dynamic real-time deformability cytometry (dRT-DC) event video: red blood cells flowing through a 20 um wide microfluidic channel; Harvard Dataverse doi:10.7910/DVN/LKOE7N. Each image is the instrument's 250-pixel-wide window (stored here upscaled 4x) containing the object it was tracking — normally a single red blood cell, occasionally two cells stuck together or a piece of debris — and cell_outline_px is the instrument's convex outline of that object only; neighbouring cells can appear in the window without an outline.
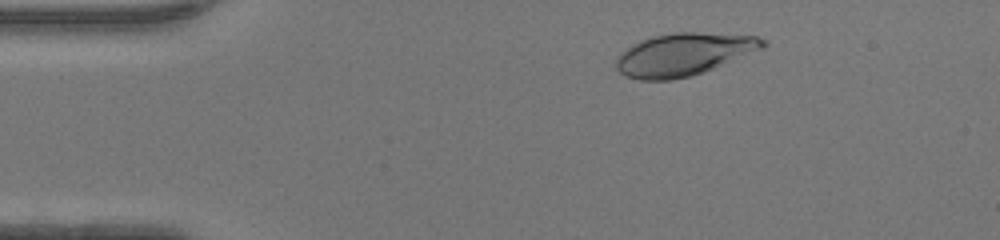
{"species": "human", "species_latin": "Homo sapiens", "temperature_condition": "warm", "stored_images_in_passage": 37, "camera_frame_rate_fps": 3000, "um_per_image_px": 0.085, "donor": {"sex": "female"}, "frame": {"image": 1, "passage_image": 5, "time_ms": 1.333, "image_size_px": [1000, 240], "cell_outline_px": [[768, 44], [764, 48], [704, 72], [692, 76], [672, 80], [640, 80], [624, 76], [616, 68], [616, 56], [624, 48], [640, 40], [672, 32], [696, 32], [756, 36], [764, 40]], "centroid_in_image_um": [58.08, 4.63], "position_along_channel_um": 26.9, "area_um2": 36.59}}
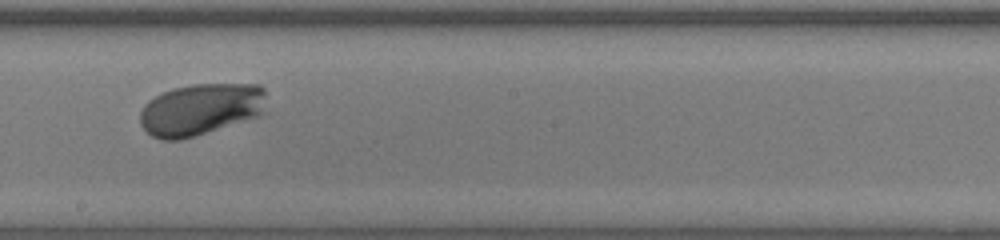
{"frame": {"image": 2, "passage_image": 24, "time_ms": 7.667, "image_size_px": [1000, 240], "cell_outline_px": [[264, 112], [256, 116], [180, 140], [160, 140], [152, 136], [140, 124], [140, 112], [144, 104], [148, 100], [172, 88], [192, 84], [260, 84], [264, 88]], "centroid_in_image_um": [17.01, 9.28], "position_along_channel_um": 231.2, "area_um2": 37.8}}
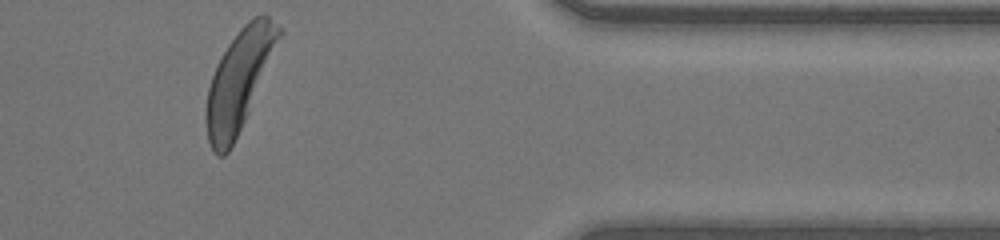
{"frame": {"image": 3, "passage_image": 37, "time_ms": 12.0, "image_size_px": [1000, 240], "cell_outline_px": [[284, 28], [248, 112], [228, 152], [224, 156], [216, 156], [212, 152], [208, 140], [204, 120], [204, 112], [208, 88], [216, 64], [228, 44], [240, 28], [248, 20], [260, 12], [264, 12]], "centroid_in_image_um": [20.28, 6.8], "position_along_channel_um": 391.1, "area_um2": 42.08}, "authors_computed_cell_mechanics": {"area_um2": 37.5122, "velocity_mm_per_s": 4.3021, "shape_relaxation_time_tau1_ms": 1.5996, "shape_relaxation_time_tau2_ms": null, "deformation_change_tau1": 0.1809, "deformation_change_tau2": null}}